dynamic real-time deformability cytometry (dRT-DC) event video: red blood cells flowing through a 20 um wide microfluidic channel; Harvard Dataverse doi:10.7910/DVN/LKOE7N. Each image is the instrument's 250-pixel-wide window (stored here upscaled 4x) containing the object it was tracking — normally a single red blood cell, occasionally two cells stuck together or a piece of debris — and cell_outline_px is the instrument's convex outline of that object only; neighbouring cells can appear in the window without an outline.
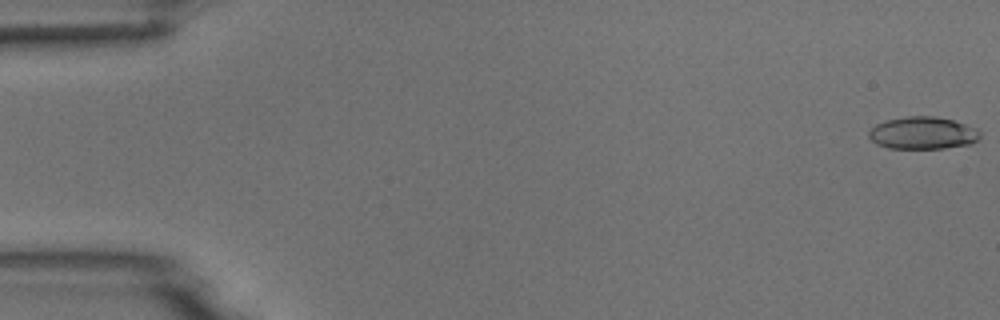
{"species": "common noctule bat (a hibernating species)", "species_latin": "Nyctalus noctula", "temperature_condition": "room temperature", "stored_images_in_passage": 6, "segment_of_instrument_passage": [2, 2], "camera_frame_rate_fps": 3000, "um_per_image_px": 0.085, "animal": {"sex": "male", "body_mass_g": 18.8}, "frame": {"image": 1, "passage_image": 6, "time_ms": 6.667, "image_size_px": [1000, 320], "cell_outline_px": [[980, 140], [972, 144], [944, 148], [888, 148], [876, 144], [868, 136], [868, 132], [876, 124], [884, 120], [904, 116], [936, 116], [952, 120], [976, 128], [980, 132]], "centroid_in_image_um": [78.44, 11.3], "position_along_channel_um": 6.6, "area_um2": 21.15}}